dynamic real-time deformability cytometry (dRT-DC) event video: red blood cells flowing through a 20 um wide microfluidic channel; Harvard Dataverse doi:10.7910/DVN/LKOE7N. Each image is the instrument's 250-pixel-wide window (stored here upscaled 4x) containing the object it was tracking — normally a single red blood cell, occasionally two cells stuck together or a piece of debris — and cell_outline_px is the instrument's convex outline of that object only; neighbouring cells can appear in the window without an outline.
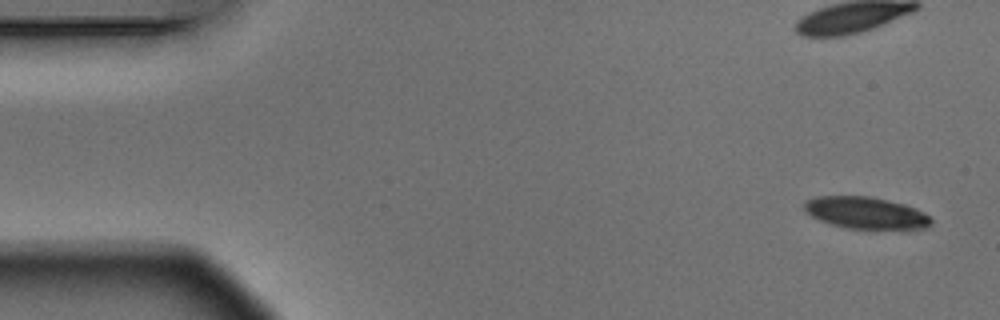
{"species": "Egyptian fruit bat (a non-hibernating species)", "species_latin": "Rousettus aegyptiacus", "temperature_condition": "warm", "stored_images_in_passage": 7, "segment_of_instrument_passage": [2, 2], "camera_frame_rate_fps": 3000, "um_per_image_px": 0.085, "animal": {"sex": "male"}, "frame": {"image": 1, "passage_image": 7, "time_ms": 2.0, "image_size_px": [1000, 320], "cell_outline_px": [[932, 224], [928, 228], [876, 232], [848, 228], [832, 224], [820, 220], [804, 212], [804, 200], [816, 196], [868, 196], [888, 200], [904, 204], [932, 216]], "centroid_in_image_um": [73.65, 18.14], "position_along_channel_um": 11.4, "area_um2": 24.57}}